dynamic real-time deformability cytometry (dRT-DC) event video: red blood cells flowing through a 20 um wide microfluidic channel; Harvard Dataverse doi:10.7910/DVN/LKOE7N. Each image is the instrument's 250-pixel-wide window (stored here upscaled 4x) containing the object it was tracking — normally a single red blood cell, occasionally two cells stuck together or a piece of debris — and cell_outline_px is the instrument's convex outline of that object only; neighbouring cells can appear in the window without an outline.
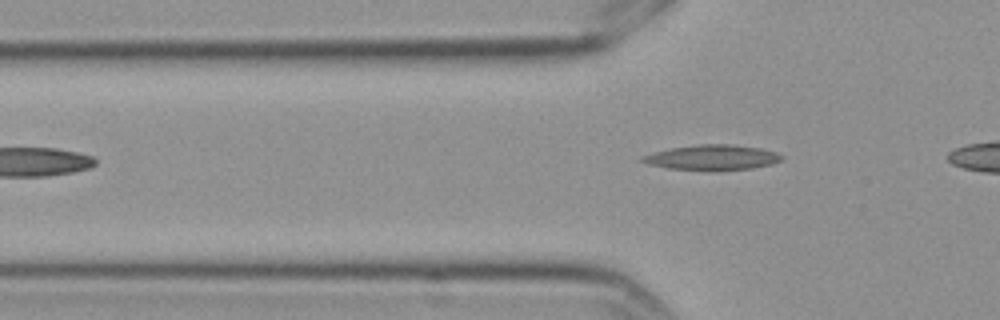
{"species": "Egyptian fruit bat (a non-hibernating species)", "species_latin": "Rousettus aegyptiacus", "temperature_condition": "cold", "stored_images_in_passage": 5, "camera_frame_rate_fps": 3000, "um_per_image_px": 0.085, "frame": {"image": 1, "passage_image": 5, "time_ms": 1.333, "image_size_px": [1000, 320], "cell_outline_px": [[784, 156], [780, 160], [772, 164], [752, 168], [668, 168], [648, 164], [636, 160], [640, 156], [672, 148], [700, 144], [732, 144], [760, 148], [776, 152]], "centroid_in_image_um": [60.52, 13.34], "position_along_channel_um": 65.3, "area_um2": 19.59}}